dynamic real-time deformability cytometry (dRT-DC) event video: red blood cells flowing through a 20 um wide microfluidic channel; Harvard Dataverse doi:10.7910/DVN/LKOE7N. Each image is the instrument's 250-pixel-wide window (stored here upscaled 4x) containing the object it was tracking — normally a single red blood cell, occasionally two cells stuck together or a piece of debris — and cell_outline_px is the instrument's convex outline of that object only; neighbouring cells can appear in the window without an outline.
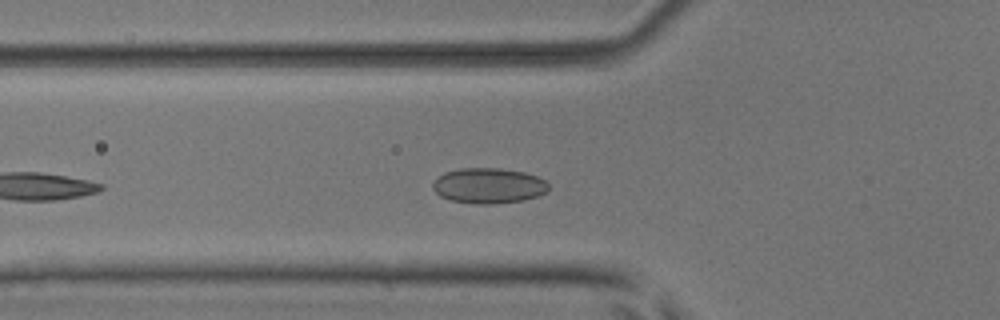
{"species": "common noctule bat (a hibernating species)", "species_latin": "Nyctalus noctula", "temperature_condition": "room temperature", "stored_images_in_passage": 19, "camera_frame_rate_fps": 3000, "um_per_image_px": 0.085, "animal": {"sex": "male", "body_mass_g": 17.9, "forearm_length_mm": 54.2}, "frame": {"image": 1, "passage_image": 3, "time_ms": 0.667, "image_size_px": [1000, 320], "cell_outline_px": [[548, 188], [544, 192], [536, 196], [524, 200], [492, 204], [476, 204], [452, 200], [440, 196], [432, 188], [432, 184], [444, 172], [460, 168], [500, 168], [524, 172], [536, 176], [544, 180], [548, 184]], "centroid_in_image_um": [41.51, 15.78], "position_along_channel_um": 84.3, "area_um2": 23.7}}
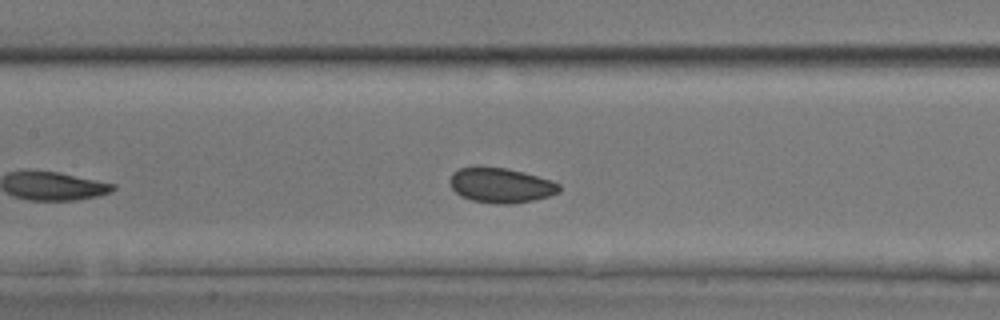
{"frame": {"image": 2, "passage_image": 9, "time_ms": 2.667, "image_size_px": [1000, 320], "cell_outline_px": [[560, 192], [548, 196], [532, 200], [512, 204], [496, 204], [472, 200], [460, 196], [448, 184], [448, 180], [452, 172], [460, 168], [508, 168], [524, 172], [552, 180], [560, 184]], "centroid_in_image_um": [42.57, 15.76], "position_along_channel_um": 164.8, "area_um2": 22.2}}
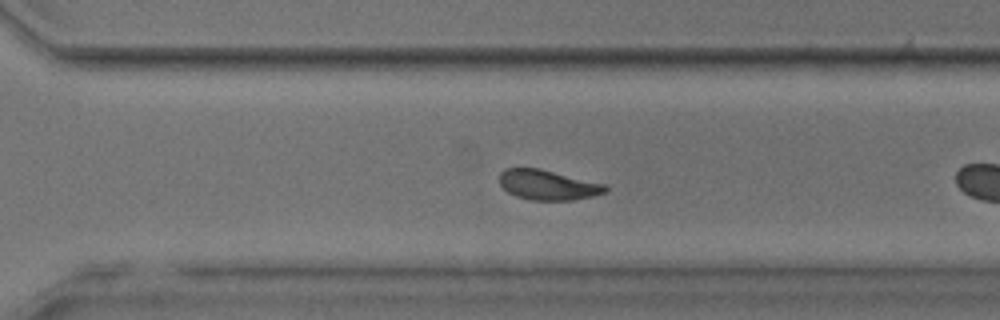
{"frame": {"image": 3, "passage_image": 18, "time_ms": 5.667, "image_size_px": [1000, 320], "cell_outline_px": [[608, 188], [604, 192], [592, 196], [572, 200], [532, 200], [516, 196], [508, 192], [500, 184], [500, 172], [504, 168], [540, 168], [604, 184]], "centroid_in_image_um": [46.53, 15.71], "position_along_channel_um": 324.1, "area_um2": 18.32}}